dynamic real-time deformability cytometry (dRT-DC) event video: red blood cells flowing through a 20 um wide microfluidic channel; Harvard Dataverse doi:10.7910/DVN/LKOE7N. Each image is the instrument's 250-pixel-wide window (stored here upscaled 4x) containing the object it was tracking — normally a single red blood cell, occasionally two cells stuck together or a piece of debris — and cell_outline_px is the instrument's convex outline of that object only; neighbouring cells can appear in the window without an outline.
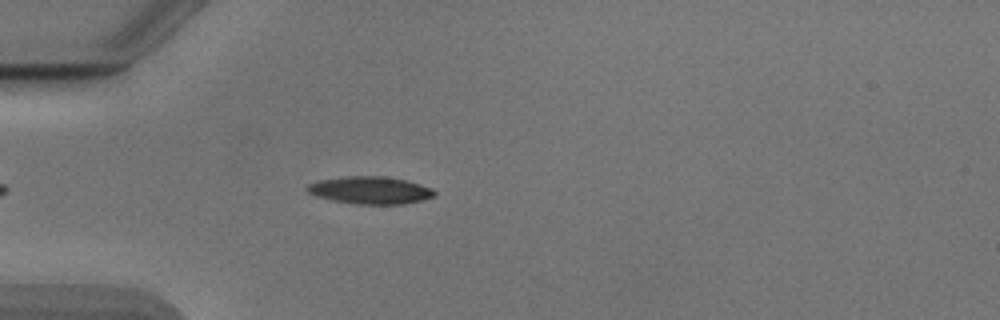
{"species": "Egyptian fruit bat (a non-hibernating species)", "species_latin": "Rousettus aegyptiacus", "temperature_condition": "cold", "stored_images_in_passage": 40, "camera_frame_rate_fps": 3000, "um_per_image_px": 0.085, "animal": {"sex": "male"}, "frame": {"image": 1, "passage_image": 3, "time_ms": 0.667, "image_size_px": [1000, 320], "cell_outline_px": [[436, 196], [424, 200], [404, 204], [356, 204], [332, 200], [316, 196], [308, 192], [304, 188], [308, 184], [316, 180], [344, 176], [380, 176], [404, 180], [420, 184], [432, 188], [436, 192]], "centroid_in_image_um": [31.45, 16.17], "position_along_channel_um": 53.5, "area_um2": 20.52}}
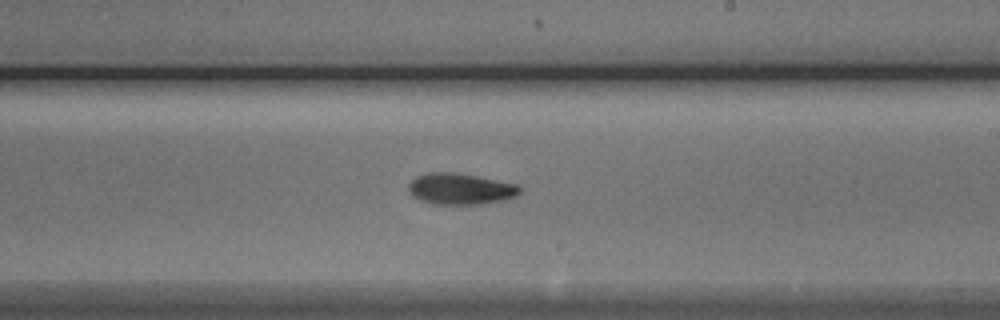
{"frame": {"image": 2, "passage_image": 19, "time_ms": 6.0, "image_size_px": [1000, 320], "cell_outline_px": [[520, 192], [516, 196], [504, 200], [480, 204], [432, 204], [420, 200], [412, 196], [408, 192], [408, 184], [416, 176], [428, 172], [452, 172], [476, 176], [520, 184]], "centroid_in_image_um": [39.12, 16.05], "position_along_channel_um": 249.9, "area_um2": 20.4}}
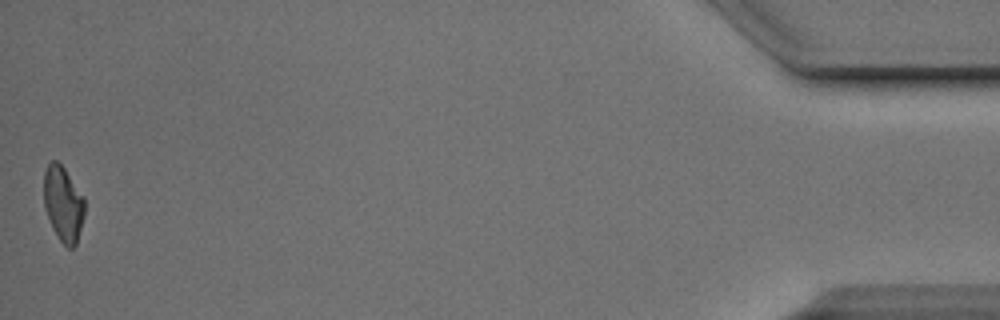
{"frame": {"image": 3, "passage_image": 40, "time_ms": 13.0, "image_size_px": [1000, 320], "cell_outline_px": [[84, 216], [76, 244], [72, 248], [68, 248], [60, 240], [52, 228], [44, 208], [44, 172], [48, 164], [52, 160], [56, 160], [64, 168], [84, 196]], "centroid_in_image_um": [5.37, 17.32], "position_along_channel_um": 429.8, "area_um2": 17.86}, "authors_computed_cell_mechanics": {"area_um2": 19.5653, "velocity_mm_per_s": 3.8955, "shape_relaxation_time_tau1_ms": 3.2047, "shape_relaxation_time_tau2_ms": null, "deformation_change_tau1": 0.1273, "deformation_change_tau2": null}}